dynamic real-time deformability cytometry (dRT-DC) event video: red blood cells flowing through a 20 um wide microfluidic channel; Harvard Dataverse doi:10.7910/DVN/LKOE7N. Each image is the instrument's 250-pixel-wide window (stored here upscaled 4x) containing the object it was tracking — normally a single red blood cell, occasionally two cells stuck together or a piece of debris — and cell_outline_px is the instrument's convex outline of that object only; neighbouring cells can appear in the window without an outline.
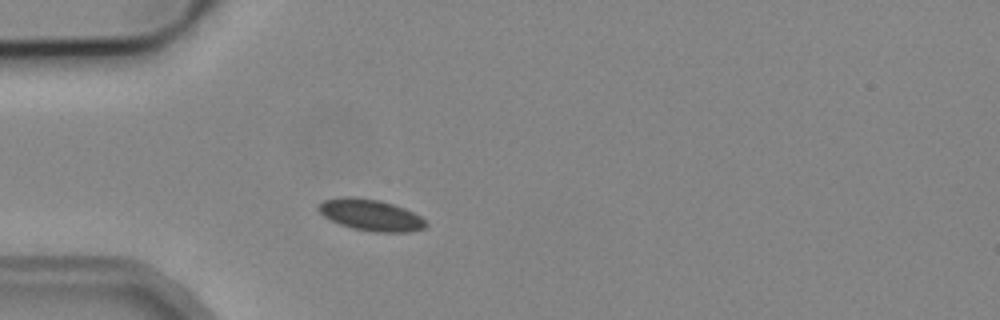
{"species": "common noctule bat (a hibernating species)", "species_latin": "Nyctalus noctula", "temperature_condition": "cold", "stored_images_in_passage": 1, "camera_frame_rate_fps": 3000, "um_per_image_px": 0.085, "animal": {"sex": "male", "body_mass_g": 19.2, "forearm_length_mm": 51.8}, "frame": {"image": 1, "passage_image": 1, "time_ms": 0.0, "image_size_px": [1000, 320], "cell_outline_px": [[428, 224], [424, 228], [412, 232], [372, 232], [352, 228], [340, 224], [324, 216], [316, 208], [324, 200], [340, 196], [356, 196], [380, 200], [404, 208], [420, 216]], "centroid_in_image_um": [31.5, 18.27], "position_along_channel_um": 53.5, "area_um2": 19.77}}